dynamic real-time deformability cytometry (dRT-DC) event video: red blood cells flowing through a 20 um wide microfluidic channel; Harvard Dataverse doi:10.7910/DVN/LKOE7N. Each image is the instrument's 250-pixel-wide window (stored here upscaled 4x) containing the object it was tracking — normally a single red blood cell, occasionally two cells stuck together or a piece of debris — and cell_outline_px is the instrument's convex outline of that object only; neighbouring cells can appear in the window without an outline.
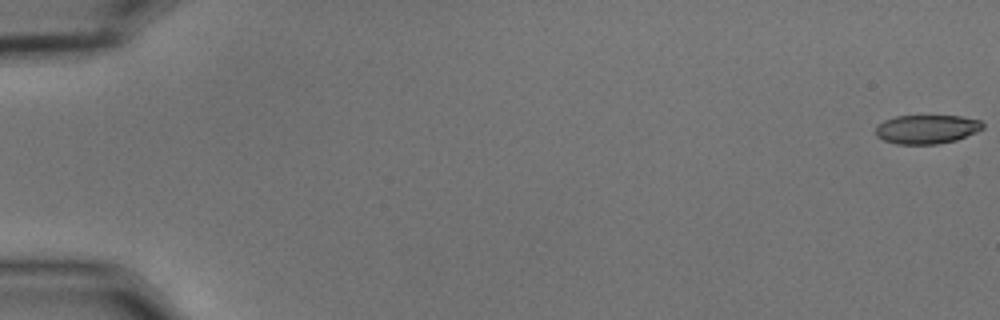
{"species": "common noctule bat (a hibernating species)", "species_latin": "Nyctalus noctula", "temperature_condition": "cold", "stored_images_in_passage": 58, "segment_of_instrument_passage": [1, 2], "camera_frame_rate_fps": 3000, "um_per_image_px": 0.085, "animal": {"sex": "male", "body_mass_g": 15.6}, "frame": {"image": 1, "passage_image": 1, "time_ms": 0.0, "image_size_px": [1000, 320], "cell_outline_px": [[984, 128], [976, 132], [956, 140], [936, 144], [896, 144], [884, 140], [876, 136], [876, 124], [884, 120], [896, 116], [960, 116], [980, 120], [984, 124]], "centroid_in_image_um": [78.76, 10.98], "position_along_channel_um": 6.2, "area_um2": 18.09}}
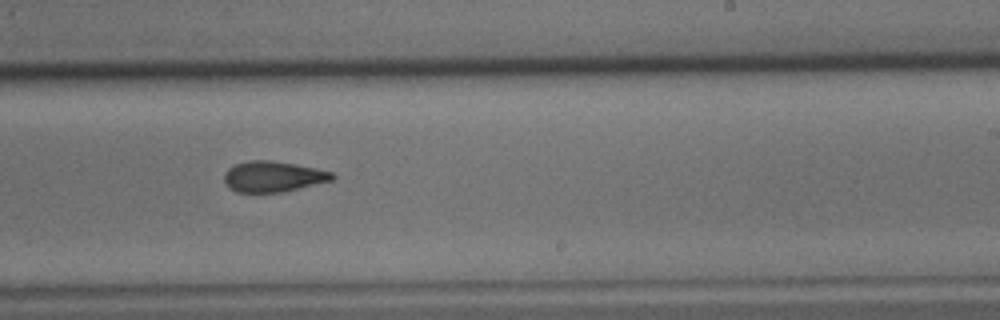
{"frame": {"image": 2, "passage_image": 36, "time_ms": 11.667, "image_size_px": [1000, 320], "cell_outline_px": [[336, 176], [332, 180], [280, 192], [236, 192], [228, 188], [224, 184], [224, 172], [228, 168], [236, 164], [248, 160], [272, 160], [296, 164], [316, 168], [332, 172]], "centroid_in_image_um": [23.16, 15.0], "position_along_channel_um": 265.8, "area_um2": 19.36}}
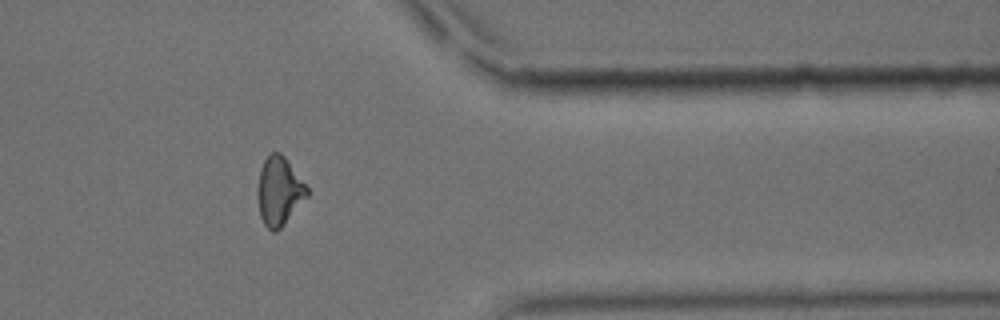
{"frame": {"image": 3, "passage_image": 47, "time_ms": 15.333, "image_size_px": [1000, 320], "cell_outline_px": [[308, 196], [280, 228], [276, 232], [272, 232], [264, 224], [260, 216], [256, 192], [260, 168], [264, 160], [272, 152], [280, 152], [284, 156], [308, 188]], "centroid_in_image_um": [23.7, 16.25], "position_along_channel_um": 387.7, "area_um2": 19.65}}